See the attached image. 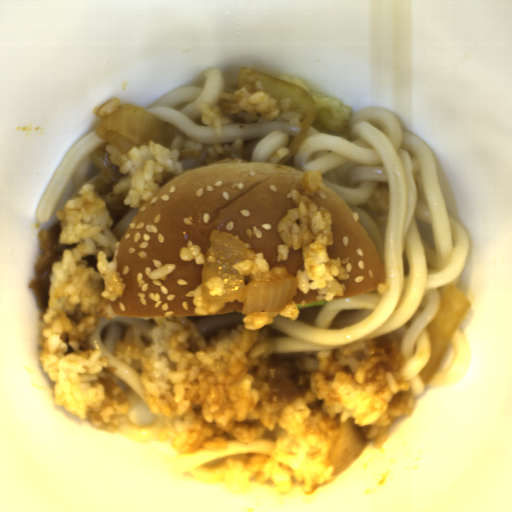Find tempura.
<instances>
[{
  "mask_svg": "<svg viewBox=\"0 0 512 512\" xmlns=\"http://www.w3.org/2000/svg\"><path fill=\"white\" fill-rule=\"evenodd\" d=\"M275 78L302 87L310 94L316 104L314 126L340 136L348 132L350 121L354 117L352 109L339 100L319 95L300 79L283 75H277Z\"/></svg>",
  "mask_w": 512,
  "mask_h": 512,
  "instance_id": "tempura-1",
  "label": "tempura"
}]
</instances>
